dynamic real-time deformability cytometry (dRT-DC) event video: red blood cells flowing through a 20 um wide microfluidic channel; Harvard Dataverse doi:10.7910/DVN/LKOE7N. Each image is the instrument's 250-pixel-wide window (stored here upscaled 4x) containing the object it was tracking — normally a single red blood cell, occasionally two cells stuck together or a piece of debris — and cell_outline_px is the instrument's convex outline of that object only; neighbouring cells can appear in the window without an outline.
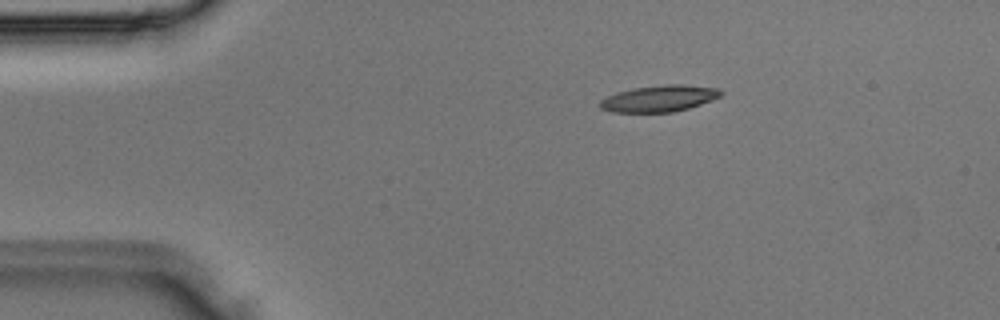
{"species": "Egyptian fruit bat (a non-hibernating species)", "species_latin": "Rousettus aegyptiacus", "temperature_condition": "room temperature", "stored_images_in_passage": 2, "camera_frame_rate_fps": 3000, "um_per_image_px": 0.085, "animal": {"sex": "male"}, "frame": {"image": 1, "passage_image": 1, "time_ms": 0.0, "image_size_px": [1000, 320], "cell_outline_px": [[724, 92], [720, 96], [712, 100], [688, 108], [672, 112], [612, 112], [600, 108], [596, 104], [600, 100], [616, 92], [632, 88], [664, 84], [684, 84], [720, 88]], "centroid_in_image_um": [56.02, 8.36], "position_along_channel_um": 29.0, "area_um2": 18.84}}